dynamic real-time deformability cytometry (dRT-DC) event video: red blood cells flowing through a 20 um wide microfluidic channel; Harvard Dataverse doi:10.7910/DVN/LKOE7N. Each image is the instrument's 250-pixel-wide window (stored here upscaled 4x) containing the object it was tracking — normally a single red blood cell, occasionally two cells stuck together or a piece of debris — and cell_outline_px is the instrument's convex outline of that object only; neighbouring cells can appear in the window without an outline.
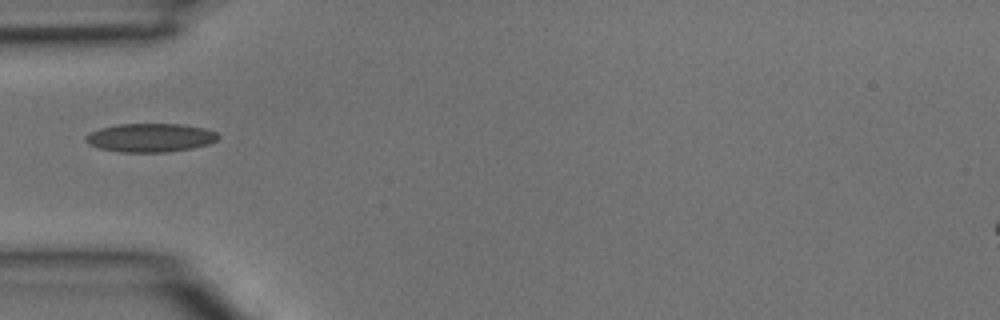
{"species": "common noctule bat (a hibernating species)", "species_latin": "Nyctalus noctula", "temperature_condition": "room temperature", "stored_images_in_passage": 4, "camera_frame_rate_fps": 3000, "um_per_image_px": 0.085, "animal": {"sex": "male", "body_mass_g": 15.6}, "frame": {"image": 1, "passage_image": 4, "time_ms": 1.0, "image_size_px": [1000, 320], "cell_outline_px": [[220, 136], [216, 140], [208, 144], [192, 148], [168, 152], [124, 152], [100, 148], [88, 144], [84, 140], [84, 136], [100, 128], [120, 124], [180, 124], [204, 128], [216, 132]], "centroid_in_image_um": [12.78, 11.7], "position_along_channel_um": 72.2, "area_um2": 21.96}}